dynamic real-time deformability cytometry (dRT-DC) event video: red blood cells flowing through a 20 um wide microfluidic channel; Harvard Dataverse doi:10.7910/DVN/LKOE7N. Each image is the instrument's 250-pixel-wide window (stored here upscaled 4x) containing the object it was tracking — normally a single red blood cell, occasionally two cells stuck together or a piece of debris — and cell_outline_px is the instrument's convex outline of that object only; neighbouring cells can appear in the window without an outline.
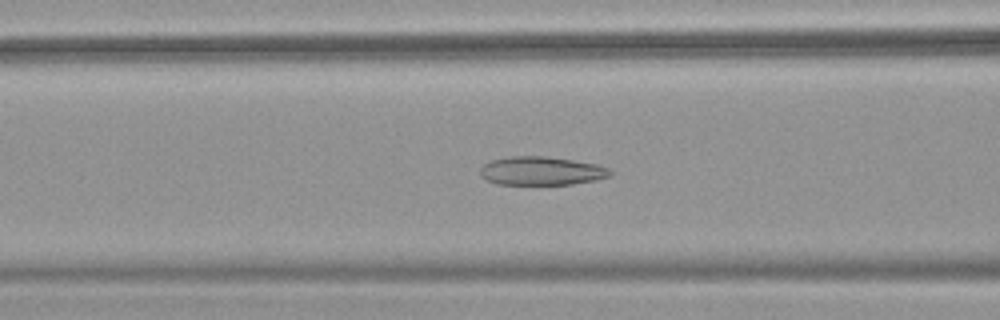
{"species": "common noctule bat (a hibernating species)", "species_latin": "Nyctalus noctula", "temperature_condition": "warm", "stored_images_in_passage": 52, "camera_frame_rate_fps": 3000, "um_per_image_px": 0.085, "animal": {"sex": "female", "body_mass_g": 18.4}, "frame": {"image": 1, "passage_image": 21, "time_ms": 6.667, "image_size_px": [1000, 320], "cell_outline_px": [[612, 172], [608, 176], [596, 180], [572, 184], [496, 184], [484, 180], [480, 176], [480, 168], [484, 164], [492, 160], [512, 156], [544, 156], [572, 160], [596, 164], [608, 168]], "centroid_in_image_um": [45.97, 14.53], "position_along_channel_um": 120.6, "area_um2": 21.56}}
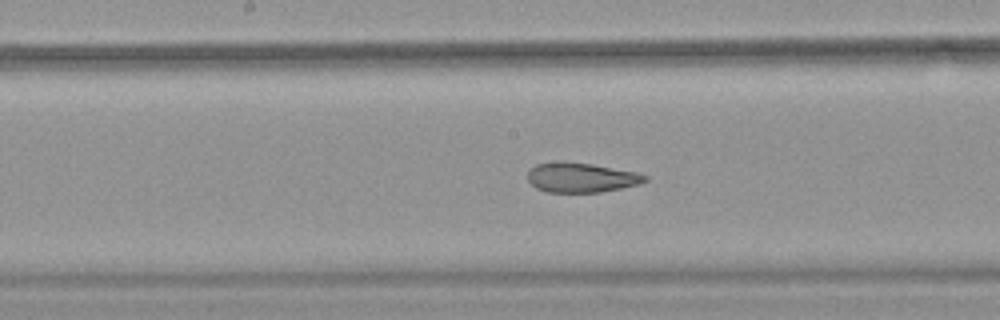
{"frame": {"image": 2, "passage_image": 27, "time_ms": 8.667, "image_size_px": [1000, 320], "cell_outline_px": [[648, 180], [640, 184], [600, 192], [548, 192], [536, 188], [528, 180], [528, 172], [536, 164], [592, 164], [636, 172], [648, 176]], "centroid_in_image_um": [49.46, 15.13], "position_along_channel_um": 198.7, "area_um2": 19.54}}
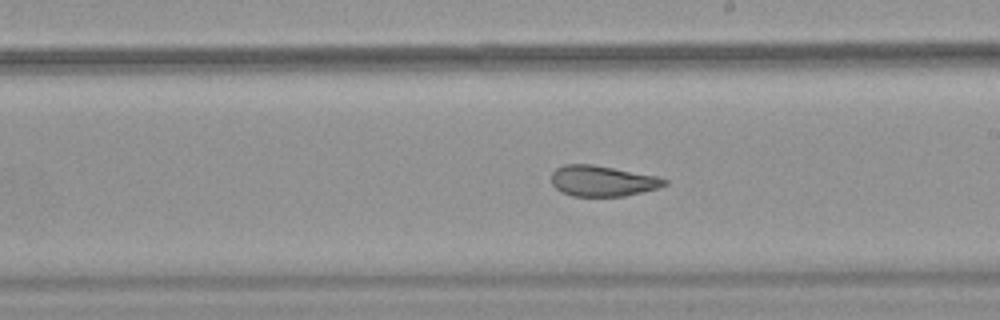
{"frame": {"image": 3, "passage_image": 30, "time_ms": 9.667, "image_size_px": [1000, 320], "cell_outline_px": [[668, 184], [656, 188], [624, 196], [572, 196], [560, 192], [552, 184], [552, 172], [556, 168], [564, 164], [592, 164], [656, 176], [668, 180]], "centroid_in_image_um": [51.17, 15.38], "position_along_channel_um": 237.8, "area_um2": 20.11}, "authors_computed_cell_mechanics": {"area_um2": 24.276, "velocity_mm_per_s": 3.9171, "shape_relaxation_time_tau1_ms": null, "shape_relaxation_time_tau2_ms": 1.4599, "deformation_change_tau1": null, "deformation_change_tau2": 0.0858}}